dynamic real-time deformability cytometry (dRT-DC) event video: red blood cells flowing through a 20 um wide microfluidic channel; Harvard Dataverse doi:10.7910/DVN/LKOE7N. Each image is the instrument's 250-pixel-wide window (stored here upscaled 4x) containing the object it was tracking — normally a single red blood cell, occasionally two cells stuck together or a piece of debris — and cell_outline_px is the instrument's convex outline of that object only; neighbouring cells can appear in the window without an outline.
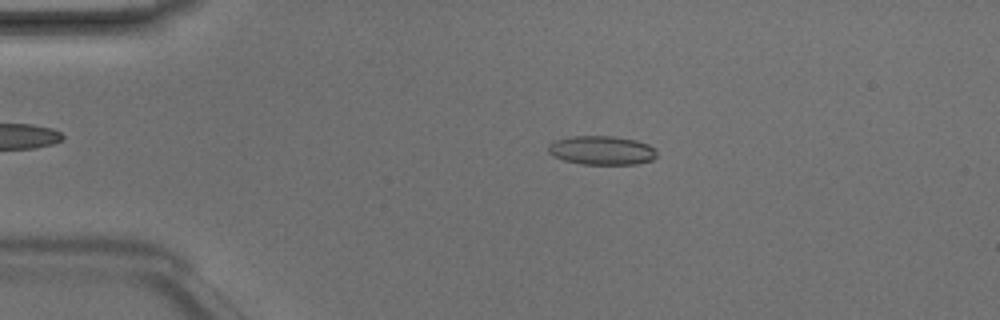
{"species": "Egyptian fruit bat (a non-hibernating species)", "species_latin": "Rousettus aegyptiacus", "temperature_condition": "room temperature", "stored_images_in_passage": 47, "camera_frame_rate_fps": 3000, "um_per_image_px": 0.085, "animal": {"sex": "male"}, "frame": {"image": 1, "passage_image": 9, "time_ms": 2.667, "image_size_px": [1000, 320], "cell_outline_px": [[656, 156], [652, 160], [636, 164], [584, 164], [564, 160], [548, 152], [548, 144], [552, 140], [572, 136], [612, 136], [636, 140], [648, 144], [656, 148]], "centroid_in_image_um": [51.15, 12.77], "position_along_channel_um": 33.8, "area_um2": 18.32}}
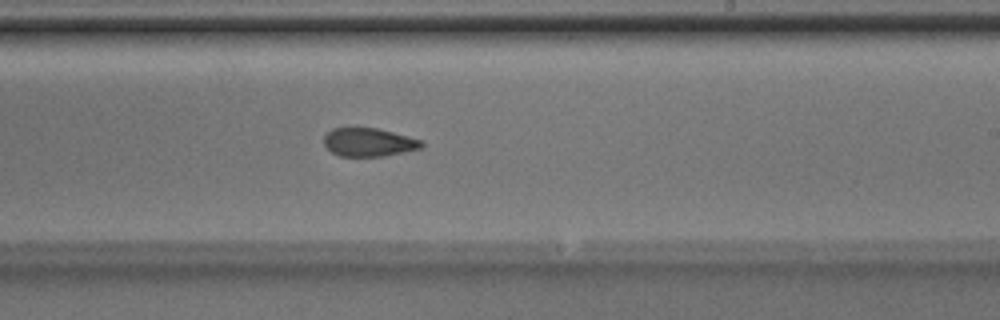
{"frame": {"image": 2, "passage_image": 28, "time_ms": 9.0, "image_size_px": [1000, 320], "cell_outline_px": [[424, 144], [420, 148], [404, 152], [384, 156], [340, 156], [332, 152], [324, 144], [324, 136], [332, 128], [376, 128], [392, 132], [420, 140]], "centroid_in_image_um": [31.32, 12.09], "position_along_channel_um": 257.7, "area_um2": 15.9}}
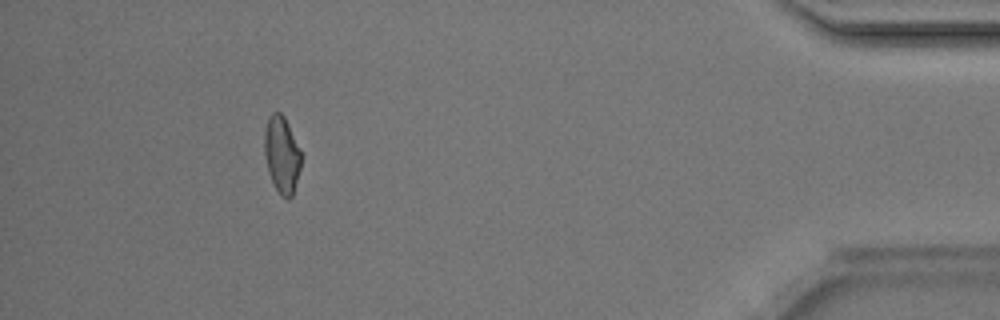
{"frame": {"image": 3, "passage_image": 43, "time_ms": 14.0, "image_size_px": [1000, 320], "cell_outline_px": [[300, 168], [292, 196], [288, 200], [280, 196], [268, 172], [264, 156], [264, 132], [268, 116], [272, 112], [280, 112], [284, 116], [300, 148]], "centroid_in_image_um": [23.93, 13.13], "position_along_channel_um": 411.3, "area_um2": 16.47}, "authors_computed_cell_mechanics": {"area_um2": 17.2244, "velocity_mm_per_s": 4.2299, "shape_relaxation_time_tau1_ms": 3.1593, "shape_relaxation_time_tau2_ms": 2.4706, "deformation_change_tau1": 0.1258, "deformation_change_tau2": 0.0833}}